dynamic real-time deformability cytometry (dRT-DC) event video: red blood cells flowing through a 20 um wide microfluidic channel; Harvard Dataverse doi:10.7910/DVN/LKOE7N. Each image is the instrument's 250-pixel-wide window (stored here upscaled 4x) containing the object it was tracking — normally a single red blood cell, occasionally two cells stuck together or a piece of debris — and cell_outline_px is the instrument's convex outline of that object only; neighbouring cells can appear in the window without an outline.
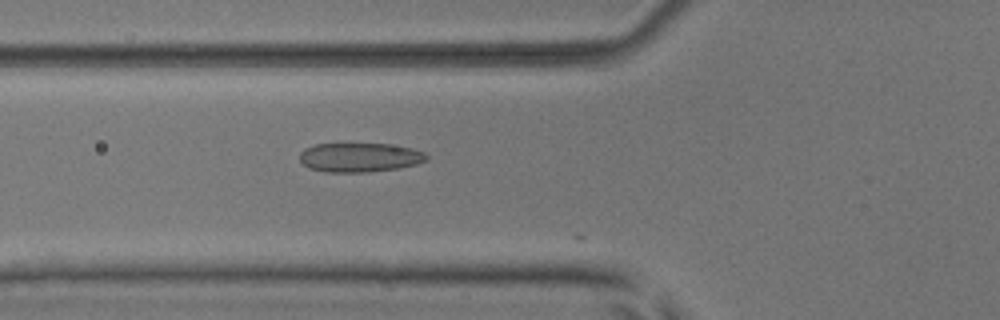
{"species": "common noctule bat (a hibernating species)", "species_latin": "Nyctalus noctula", "temperature_condition": "room temperature", "stored_images_in_passage": 26, "camera_frame_rate_fps": 3000, "um_per_image_px": 0.085, "animal": {"sex": "male", "body_mass_g": 17.9, "forearm_length_mm": 54.2}, "frame": {"image": 1, "passage_image": 9, "time_ms": 2.667, "image_size_px": [1000, 320], "cell_outline_px": [[428, 160], [416, 164], [400, 168], [368, 172], [324, 172], [308, 168], [300, 160], [300, 152], [304, 148], [316, 144], [388, 144], [412, 148], [424, 152], [428, 156]], "centroid_in_image_um": [30.57, 13.38], "position_along_channel_um": 95.2, "area_um2": 21.68}}
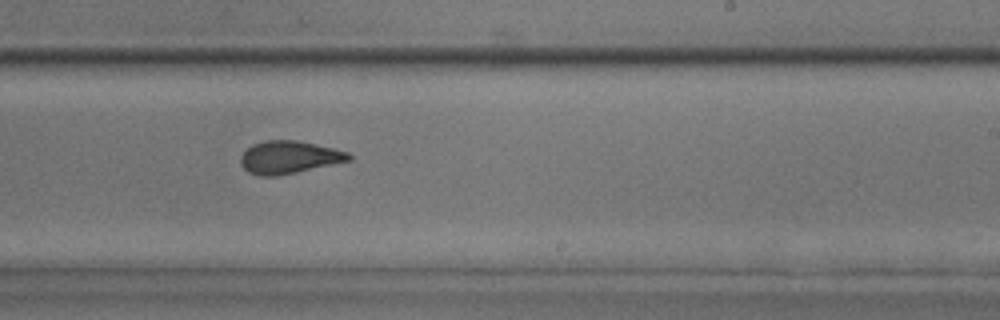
{"frame": {"image": 2, "passage_image": 22, "time_ms": 7.0, "image_size_px": [1000, 320], "cell_outline_px": [[352, 160], [296, 172], [276, 176], [260, 176], [248, 172], [240, 164], [240, 156], [252, 144], [264, 140], [296, 140], [316, 144], [348, 152], [352, 156]], "centroid_in_image_um": [24.55, 13.36], "position_along_channel_um": 264.5, "area_um2": 20.58}}
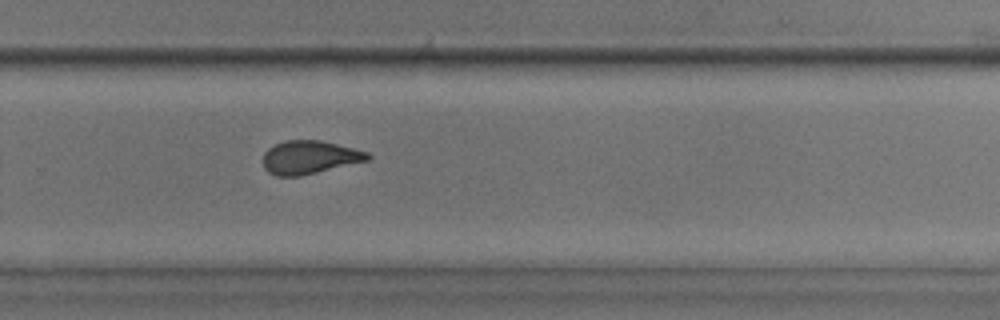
{"frame": {"image": 3, "passage_image": 25, "time_ms": 8.0, "image_size_px": [1000, 320], "cell_outline_px": [[372, 156], [368, 160], [300, 176], [276, 176], [268, 172], [264, 168], [264, 152], [268, 148], [276, 144], [288, 140], [320, 140], [368, 152]], "centroid_in_image_um": [26.29, 13.37], "position_along_channel_um": 303.5, "area_um2": 20.06}}